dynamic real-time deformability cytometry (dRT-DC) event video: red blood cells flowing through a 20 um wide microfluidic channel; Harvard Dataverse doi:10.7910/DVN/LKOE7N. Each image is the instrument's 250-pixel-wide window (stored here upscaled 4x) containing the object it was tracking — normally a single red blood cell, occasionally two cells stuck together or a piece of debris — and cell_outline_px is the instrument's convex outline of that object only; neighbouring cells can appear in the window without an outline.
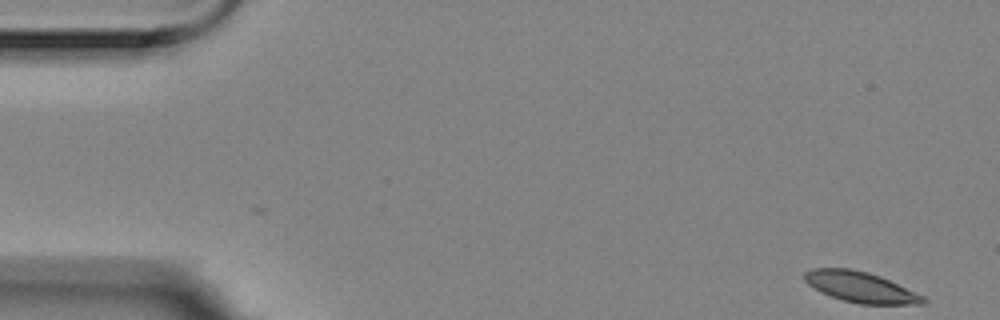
{"species": "Egyptian fruit bat (a non-hibernating species)", "species_latin": "Rousettus aegyptiacus", "temperature_condition": "room temperature", "stored_images_in_passage": 5, "segment_of_instrument_passage": [1, 2], "camera_frame_rate_fps": 3000, "um_per_image_px": 0.085, "animal": {"sex": "female"}, "frame": {"image": 1, "passage_image": 1, "time_ms": 0.0, "image_size_px": [1000, 320], "cell_outline_px": [[928, 300], [924, 304], [860, 304], [844, 300], [820, 292], [808, 284], [804, 280], [804, 272], [812, 268], [848, 268], [868, 272], [880, 276], [924, 296]], "centroid_in_image_um": [73.14, 24.4], "position_along_channel_um": 11.9, "area_um2": 21.04}}